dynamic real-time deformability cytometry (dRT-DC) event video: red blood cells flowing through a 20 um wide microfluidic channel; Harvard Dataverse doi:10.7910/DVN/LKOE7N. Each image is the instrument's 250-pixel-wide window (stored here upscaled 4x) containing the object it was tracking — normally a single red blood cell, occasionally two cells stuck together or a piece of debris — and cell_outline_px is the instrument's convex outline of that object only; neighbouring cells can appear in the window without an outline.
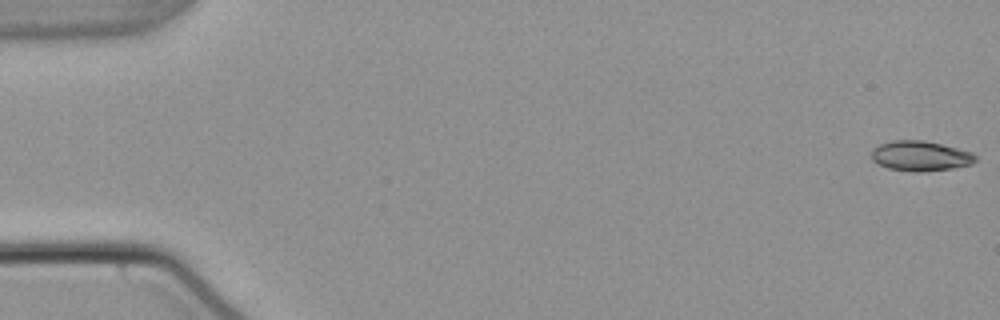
{"species": "common noctule bat (a hibernating species)", "species_latin": "Nyctalus noctula", "temperature_condition": "warm", "stored_images_in_passage": 54, "camera_frame_rate_fps": 3000, "um_per_image_px": 0.085, "animal": {"sex": "male", "body_mass_g": 21.5, "forearm_length_mm": 52.0}, "frame": {"image": 1, "passage_image": 1, "time_ms": 0.0, "image_size_px": [1000, 320], "cell_outline_px": [[976, 160], [972, 164], [952, 168], [920, 172], [912, 172], [888, 168], [872, 160], [872, 152], [880, 144], [892, 140], [924, 140], [972, 152], [976, 156]], "centroid_in_image_um": [78.25, 13.26], "position_along_channel_um": 6.8, "area_um2": 18.03}}
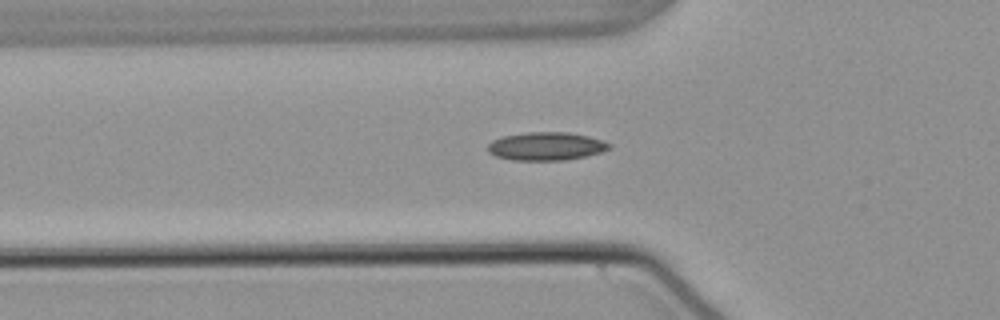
{"frame": {"image": 2, "passage_image": 19, "time_ms": 6.0, "image_size_px": [1000, 320], "cell_outline_px": [[612, 148], [600, 152], [584, 156], [564, 160], [512, 160], [496, 156], [488, 152], [488, 144], [492, 140], [500, 136], [524, 132], [568, 132], [588, 136], [604, 140], [612, 144]], "centroid_in_image_um": [46.41, 12.42], "position_along_channel_um": 79.4, "area_um2": 20.11}}
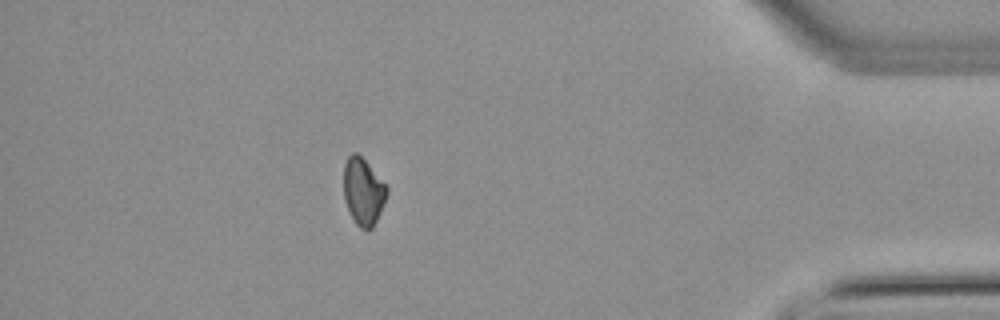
{"frame": {"image": 3, "passage_image": 48, "time_ms": 15.667, "image_size_px": [1000, 320], "cell_outline_px": [[388, 192], [380, 212], [372, 228], [360, 228], [356, 224], [344, 200], [344, 164], [348, 156], [352, 152], [356, 152], [368, 164], [388, 188]], "centroid_in_image_um": [30.86, 16.26], "position_along_channel_um": 404.3, "area_um2": 16.47}}